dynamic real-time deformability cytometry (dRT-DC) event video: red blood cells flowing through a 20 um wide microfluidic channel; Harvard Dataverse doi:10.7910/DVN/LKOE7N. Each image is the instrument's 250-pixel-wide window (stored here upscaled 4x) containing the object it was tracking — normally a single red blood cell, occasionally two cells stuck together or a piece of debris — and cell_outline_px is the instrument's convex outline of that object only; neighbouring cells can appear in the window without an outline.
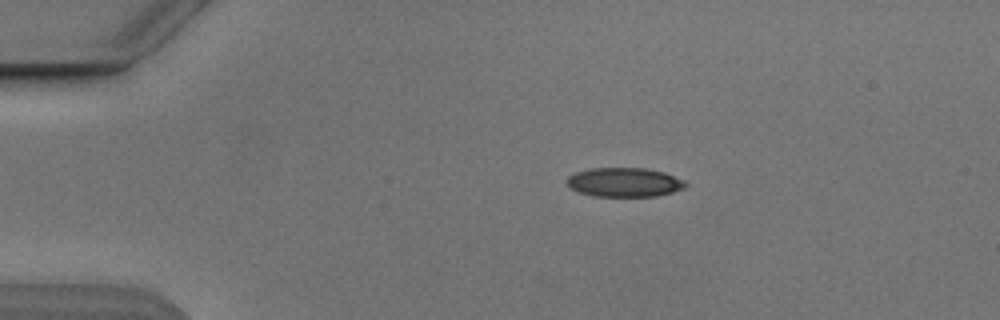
{"species": "Egyptian fruit bat (a non-hibernating species)", "species_latin": "Rousettus aegyptiacus", "temperature_condition": "cold", "stored_images_in_passage": 4, "camera_frame_rate_fps": 3000, "um_per_image_px": 0.085, "animal": {"sex": "male"}, "frame": {"image": 1, "passage_image": 2, "time_ms": 1.0, "image_size_px": [1000, 320], "cell_outline_px": [[688, 184], [684, 188], [672, 192], [656, 196], [592, 196], [576, 192], [568, 184], [568, 176], [576, 172], [588, 168], [648, 168], [664, 172], [684, 180]], "centroid_in_image_um": [53.07, 15.49], "position_along_channel_um": 31.9, "area_um2": 20.23}}
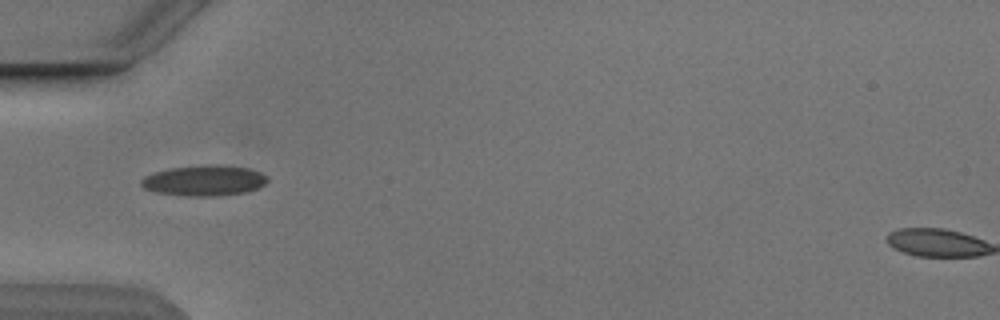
{"frame": {"image": 2, "passage_image": 4, "time_ms": 3.333, "image_size_px": [1000, 320], "cell_outline_px": [[268, 180], [264, 184], [248, 192], [216, 196], [184, 196], [156, 192], [144, 188], [140, 184], [140, 180], [144, 176], [168, 168], [216, 164], [248, 168], [260, 172], [268, 176]], "centroid_in_image_um": [17.35, 15.35], "position_along_channel_um": 67.6, "area_um2": 22.54}}